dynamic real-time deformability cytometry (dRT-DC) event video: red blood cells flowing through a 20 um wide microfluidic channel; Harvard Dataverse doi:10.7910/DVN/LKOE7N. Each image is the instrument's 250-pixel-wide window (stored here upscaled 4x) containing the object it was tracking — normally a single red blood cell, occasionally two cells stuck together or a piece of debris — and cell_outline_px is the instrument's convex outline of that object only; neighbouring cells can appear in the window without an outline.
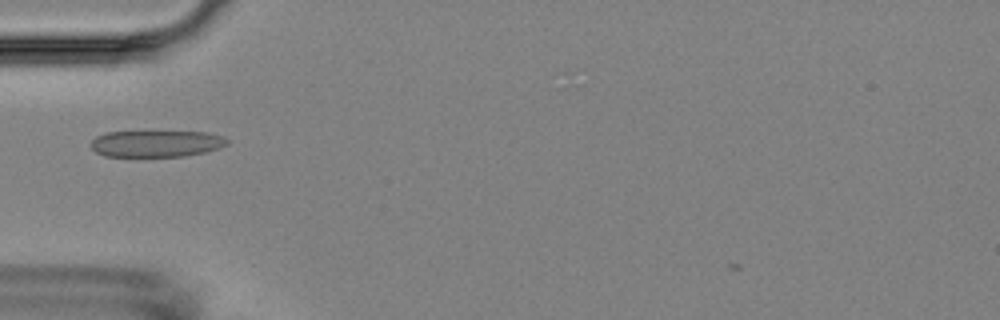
{"species": "Egyptian fruit bat (a non-hibernating species)", "species_latin": "Rousettus aegyptiacus", "temperature_condition": "room temperature", "stored_images_in_passage": 6, "camera_frame_rate_fps": 3000, "um_per_image_px": 0.085, "animal": {"sex": "female"}, "frame": {"image": 1, "passage_image": 5, "time_ms": 5.333, "image_size_px": [1000, 320], "cell_outline_px": [[228, 144], [220, 148], [204, 152], [184, 156], [104, 156], [96, 152], [88, 144], [96, 136], [104, 132], [152, 128], [208, 132], [224, 136], [228, 140]], "centroid_in_image_um": [13.27, 12.13], "position_along_channel_um": 71.7, "area_um2": 22.66}}
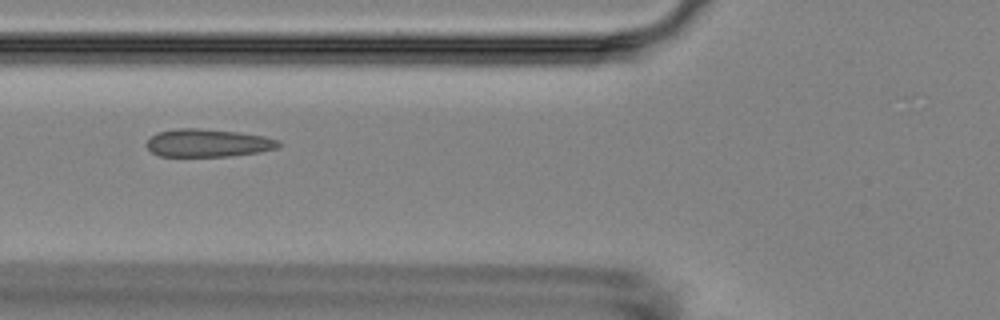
{"frame": {"image": 2, "passage_image": 6, "time_ms": 6.333, "image_size_px": [1000, 320], "cell_outline_px": [[280, 148], [260, 152], [228, 156], [160, 156], [152, 152], [144, 144], [152, 136], [160, 132], [180, 128], [196, 128], [240, 132], [264, 136], [280, 140]], "centroid_in_image_um": [17.72, 12.15], "position_along_channel_um": 108.1, "area_um2": 21.44}}